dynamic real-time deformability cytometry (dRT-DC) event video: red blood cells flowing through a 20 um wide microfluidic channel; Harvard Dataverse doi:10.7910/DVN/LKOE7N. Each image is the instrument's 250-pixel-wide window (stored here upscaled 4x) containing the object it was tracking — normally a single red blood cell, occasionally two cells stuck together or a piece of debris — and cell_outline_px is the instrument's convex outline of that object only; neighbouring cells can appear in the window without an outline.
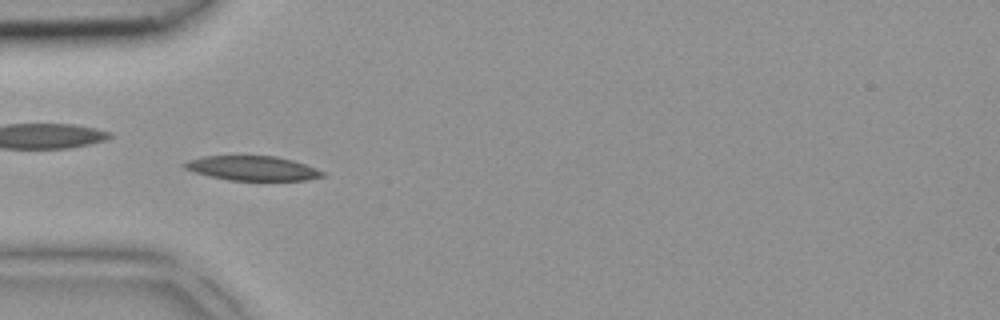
{"species": "common noctule bat (a hibernating species)", "species_latin": "Nyctalus noctula", "temperature_condition": "room temperature", "stored_images_in_passage": 3, "camera_frame_rate_fps": 3000, "um_per_image_px": 0.085, "animal": {"sex": "female", "body_mass_g": 18.4}, "frame": {"image": 1, "passage_image": 3, "time_ms": 0.667, "image_size_px": [1000, 320], "cell_outline_px": [[324, 176], [308, 180], [228, 180], [208, 176], [184, 168], [180, 164], [188, 160], [204, 156], [276, 156], [292, 160], [316, 168], [324, 172]], "centroid_in_image_um": [21.43, 14.3], "position_along_channel_um": 63.6, "area_um2": 19.65}}